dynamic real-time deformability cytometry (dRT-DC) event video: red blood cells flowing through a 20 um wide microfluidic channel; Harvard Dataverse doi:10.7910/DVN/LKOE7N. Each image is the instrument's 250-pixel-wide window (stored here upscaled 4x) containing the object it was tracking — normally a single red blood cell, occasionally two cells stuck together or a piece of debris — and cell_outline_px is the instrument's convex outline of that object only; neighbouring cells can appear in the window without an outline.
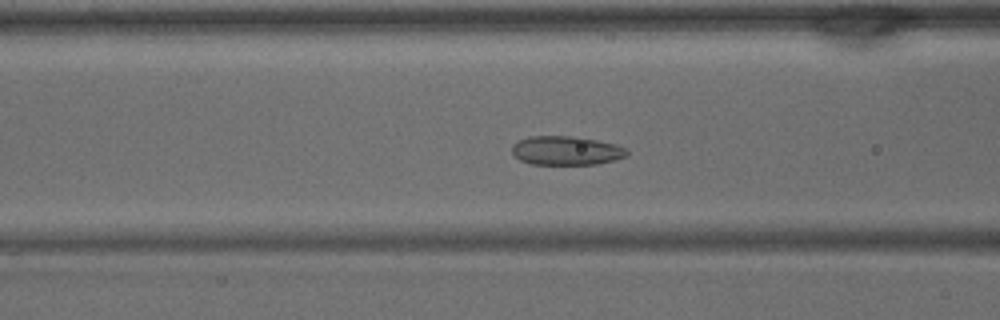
{"species": "common noctule bat (a hibernating species)", "species_latin": "Nyctalus noctula", "temperature_condition": "warm", "stored_images_in_passage": 42, "camera_frame_rate_fps": 3000, "um_per_image_px": 0.085, "animal": {"sex": "male", "body_mass_g": 15.6}, "frame": {"image": 1, "passage_image": 16, "time_ms": 5.0, "image_size_px": [1000, 320], "cell_outline_px": [[628, 152], [624, 156], [616, 160], [596, 164], [532, 164], [520, 160], [512, 152], [512, 144], [516, 140], [528, 136], [572, 136], [596, 140], [616, 144], [624, 148]], "centroid_in_image_um": [48.08, 12.79], "position_along_channel_um": 118.5, "area_um2": 19.36}}
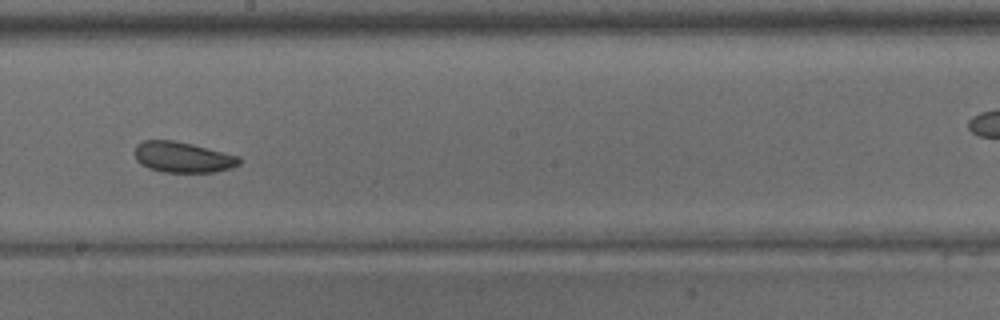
{"frame": {"image": 2, "passage_image": 23, "time_ms": 7.333, "image_size_px": [1000, 320], "cell_outline_px": [[240, 164], [232, 168], [216, 172], [164, 172], [148, 168], [140, 164], [136, 160], [136, 144], [144, 140], [172, 140], [192, 144], [240, 156]], "centroid_in_image_um": [15.55, 13.36], "position_along_channel_um": 232.7, "area_um2": 18.73}}
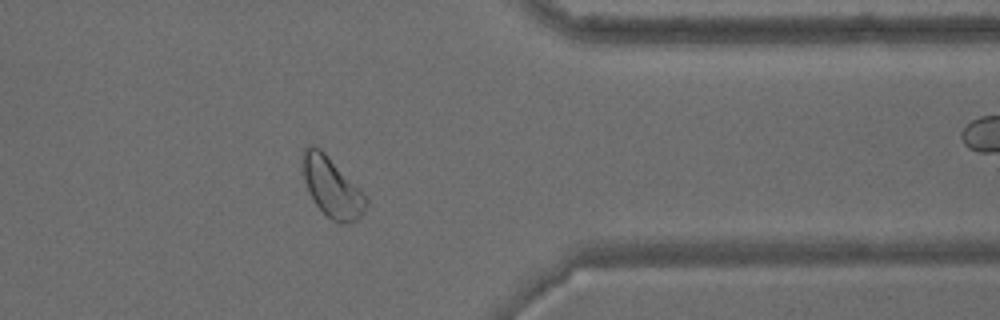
{"frame": {"image": 3, "passage_image": 33, "time_ms": 10.667, "image_size_px": [1000, 320], "cell_outline_px": [[368, 204], [364, 212], [356, 220], [348, 224], [340, 224], [332, 220], [312, 200], [308, 192], [304, 180], [300, 160], [300, 152], [308, 144], [312, 144], [320, 148], [368, 196]], "centroid_in_image_um": [28.19, 15.88], "position_along_channel_um": 383.2, "area_um2": 22.6}}